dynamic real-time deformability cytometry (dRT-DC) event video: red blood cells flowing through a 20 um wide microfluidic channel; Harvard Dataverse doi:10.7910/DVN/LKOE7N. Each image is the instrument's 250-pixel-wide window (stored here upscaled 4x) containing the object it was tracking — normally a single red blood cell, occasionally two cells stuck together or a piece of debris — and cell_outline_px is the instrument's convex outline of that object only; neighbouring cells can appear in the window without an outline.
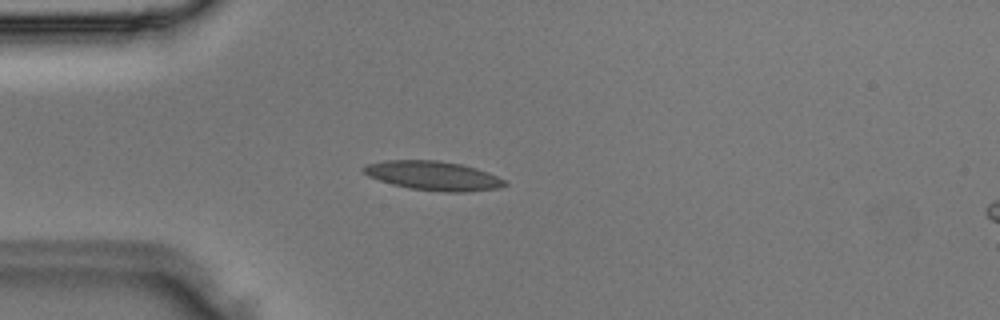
{"species": "Egyptian fruit bat (a non-hibernating species)", "species_latin": "Rousettus aegyptiacus", "temperature_condition": "room temperature", "stored_images_in_passage": 2, "camera_frame_rate_fps": 3000, "um_per_image_px": 0.085, "animal": {"sex": "male"}, "frame": {"image": 1, "passage_image": 2, "time_ms": 0.333, "image_size_px": [1000, 320], "cell_outline_px": [[508, 184], [500, 188], [468, 192], [448, 192], [408, 188], [392, 184], [368, 176], [360, 168], [364, 164], [384, 160], [436, 160], [460, 164], [476, 168], [488, 172], [508, 180]], "centroid_in_image_um": [36.84, 14.93], "position_along_channel_um": 48.2, "area_um2": 24.22}}